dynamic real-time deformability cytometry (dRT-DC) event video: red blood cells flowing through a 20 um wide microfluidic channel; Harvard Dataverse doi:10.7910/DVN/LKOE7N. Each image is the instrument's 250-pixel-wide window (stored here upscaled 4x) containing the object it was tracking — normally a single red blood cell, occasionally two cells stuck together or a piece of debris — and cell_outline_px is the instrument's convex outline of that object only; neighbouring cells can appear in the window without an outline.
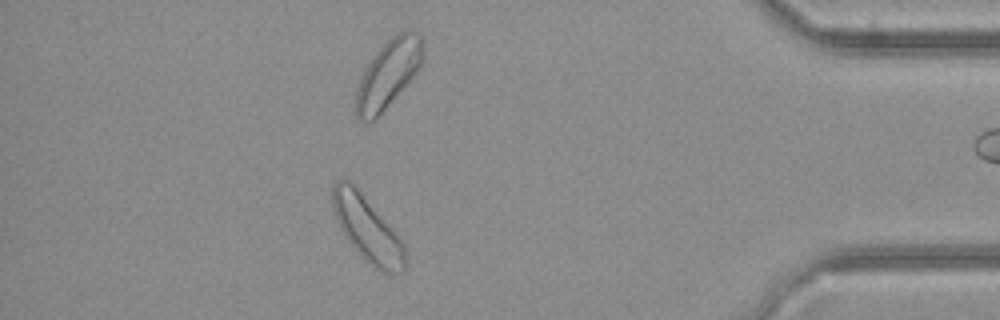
{"species": "common noctule bat (a hibernating species)", "species_latin": "Nyctalus noctula", "temperature_condition": "cold", "stored_images_in_passage": 34, "camera_frame_rate_fps": 3000, "um_per_image_px": 0.085, "animal": {"sex": "female", "body_mass_g": 21.9}, "frame": {"image": 1, "passage_image": 29, "time_ms": 9.333, "image_size_px": [1000, 320], "cell_outline_px": [[408, 256], [404, 272], [384, 272], [376, 268], [364, 260], [360, 256], [344, 236], [340, 228], [332, 208], [332, 184], [336, 180], [348, 180], [356, 188], [400, 236], [404, 244]], "centroid_in_image_um": [31.24, 19.49], "position_along_channel_um": 404.0, "area_um2": 27.57}}